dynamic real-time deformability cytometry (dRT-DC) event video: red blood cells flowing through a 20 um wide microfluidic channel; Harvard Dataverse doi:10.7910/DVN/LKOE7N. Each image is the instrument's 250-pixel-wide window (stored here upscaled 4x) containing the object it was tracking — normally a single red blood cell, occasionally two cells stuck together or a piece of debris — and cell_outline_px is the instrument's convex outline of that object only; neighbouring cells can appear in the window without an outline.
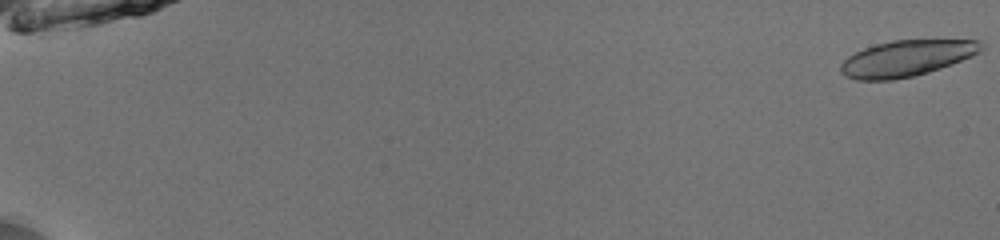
{"species": "common noctule bat (a hibernating species)", "species_latin": "Nyctalus noctula", "temperature_condition": "room temperature", "stored_images_in_passage": 54, "camera_frame_rate_fps": 3000, "um_per_image_px": 0.085, "animal": {"sex": "male", "body_mass_g": 13.0, "forearm_length_mm": 53.1}, "frame": {"image": 1, "passage_image": 1, "time_ms": 0.0, "image_size_px": [1000, 240], "cell_outline_px": [[984, 48], [980, 52], [972, 56], [940, 68], [928, 72], [912, 76], [892, 80], [856, 80], [844, 76], [840, 72], [840, 64], [848, 56], [864, 48], [876, 44], [892, 40], [980, 40], [984, 44]], "centroid_in_image_um": [77.05, 4.95], "position_along_channel_um": 8.0, "area_um2": 29.54}}
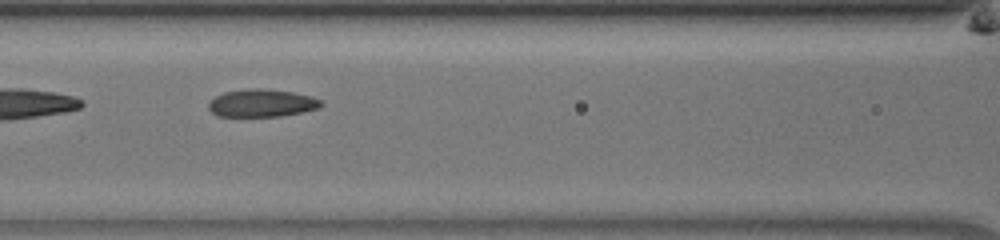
{"frame": {"image": 2, "passage_image": 27, "time_ms": 8.667, "image_size_px": [1000, 240], "cell_outline_px": [[324, 104], [320, 108], [280, 116], [216, 116], [208, 108], [208, 104], [216, 96], [224, 92], [256, 88], [260, 88], [292, 92], [312, 96], [320, 100]], "centroid_in_image_um": [22.26, 8.76], "position_along_channel_um": 144.3, "area_um2": 17.98}}
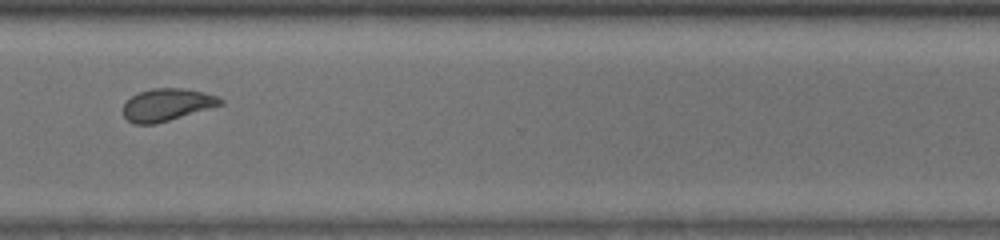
{"frame": {"image": 3, "passage_image": 43, "time_ms": 14.0, "image_size_px": [1000, 240], "cell_outline_px": [[224, 104], [156, 124], [132, 124], [124, 116], [124, 104], [132, 96], [140, 92], [152, 88], [184, 88], [204, 92], [220, 96], [224, 100]], "centroid_in_image_um": [14.23, 8.9], "position_along_channel_um": 356.4, "area_um2": 18.38}, "authors_computed_cell_mechanics": {"area_um2": 19.2185, "velocity_mm_per_s": 3.978, "shape_relaxation_time_tau1_ms": 4.1539, "shape_relaxation_time_tau2_ms": 2.3947, "deformation_change_tau1": 0.1396, "deformation_change_tau2": 0.0602}}